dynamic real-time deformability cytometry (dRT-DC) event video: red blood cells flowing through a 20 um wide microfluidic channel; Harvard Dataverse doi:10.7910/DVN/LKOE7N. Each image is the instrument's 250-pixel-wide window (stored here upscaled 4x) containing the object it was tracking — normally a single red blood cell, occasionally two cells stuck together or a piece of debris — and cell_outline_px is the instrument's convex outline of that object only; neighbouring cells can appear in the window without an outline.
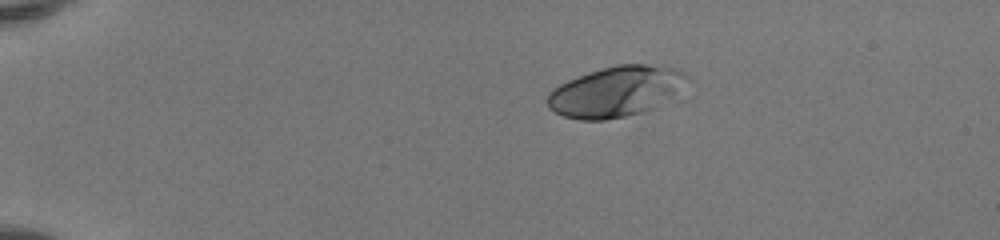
{"species": "human", "species_latin": "Homo sapiens", "temperature_condition": "room temperature", "stored_images_in_passage": 41, "camera_frame_rate_fps": 3000, "um_per_image_px": 0.085, "donor": {"sex": "female"}, "frame": {"image": 1, "passage_image": 1, "time_ms": 0.0, "image_size_px": [1000, 240], "cell_outline_px": [[692, 80], [680, 100], [644, 112], [604, 120], [580, 120], [564, 116], [548, 108], [544, 100], [548, 92], [552, 88], [568, 80], [588, 72], [616, 64], [644, 64], [672, 68], [684, 72], [692, 76]], "centroid_in_image_um": [52.51, 7.79], "position_along_channel_um": 32.5, "area_um2": 42.83}}
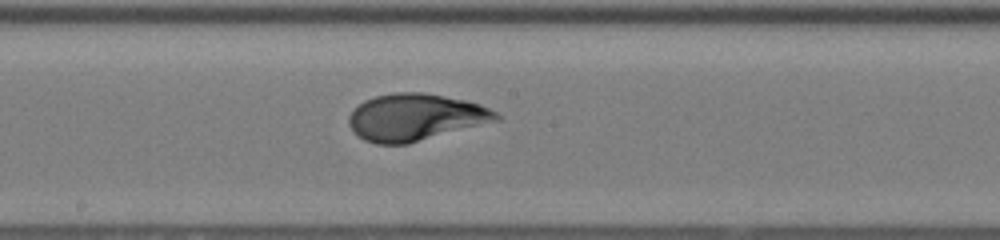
{"frame": {"image": 2, "passage_image": 20, "time_ms": 6.333, "image_size_px": [1000, 240], "cell_outline_px": [[500, 120], [408, 144], [376, 144], [364, 140], [348, 124], [348, 116], [364, 100], [376, 96], [396, 92], [424, 92], [464, 100], [480, 104], [496, 112], [500, 116]], "centroid_in_image_um": [35.32, 9.97], "position_along_channel_um": 212.9, "area_um2": 40.11}}
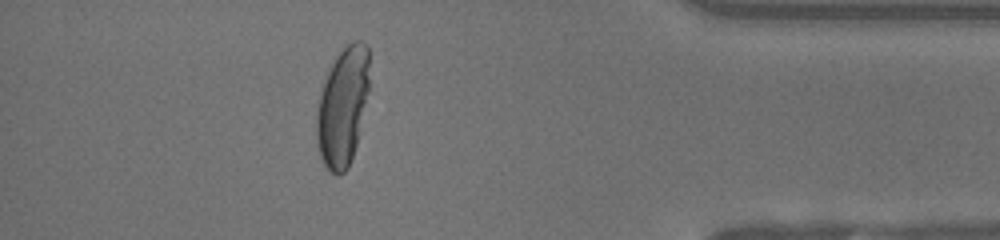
{"frame": {"image": 3, "passage_image": 36, "time_ms": 11.667, "image_size_px": [1000, 240], "cell_outline_px": [[368, 92], [356, 144], [348, 168], [340, 176], [336, 176], [324, 164], [320, 156], [316, 144], [316, 112], [320, 96], [328, 72], [336, 56], [352, 40], [360, 40], [368, 44]], "centroid_in_image_um": [29.12, 9.08], "position_along_channel_um": 406.1, "area_um2": 36.13}, "authors_computed_cell_mechanics": {"area_um2": 39.1884, "velocity_mm_per_s": 4.1546, "shape_relaxation_time_tau1_ms": 4.8812, "shape_relaxation_time_tau2_ms": null, "deformation_change_tau1": 0.2357, "deformation_change_tau2": null}}